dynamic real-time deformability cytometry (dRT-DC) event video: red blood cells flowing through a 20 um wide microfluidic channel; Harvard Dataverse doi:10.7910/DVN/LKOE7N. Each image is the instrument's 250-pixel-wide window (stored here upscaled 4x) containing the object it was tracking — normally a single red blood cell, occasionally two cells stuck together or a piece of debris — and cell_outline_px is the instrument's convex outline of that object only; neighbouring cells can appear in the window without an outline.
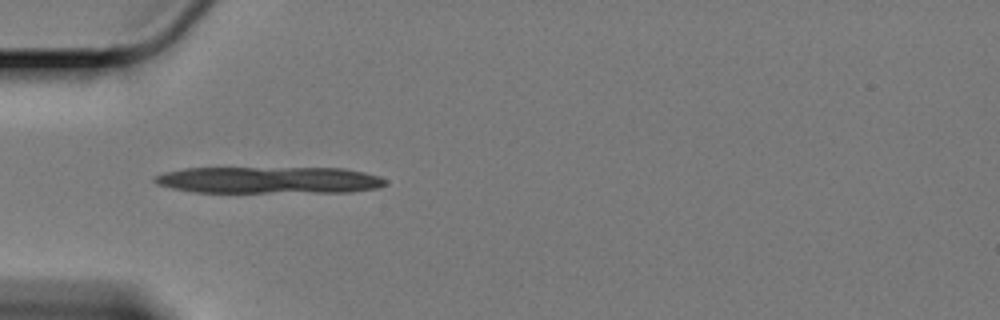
{"species": "Egyptian fruit bat (a non-hibernating species)", "species_latin": "Rousettus aegyptiacus", "temperature_condition": "cold", "stored_images_in_passage": 41, "camera_frame_rate_fps": 3000, "um_per_image_px": 0.085, "animal": {"sex": "female"}, "frame": {"image": 1, "passage_image": 1, "time_ms": 0.0, "image_size_px": [1000, 320], "cell_outline_px": [[388, 184], [376, 188], [348, 192], [192, 192], [172, 188], [156, 184], [152, 180], [156, 176], [164, 172], [184, 168], [344, 168], [364, 172], [380, 176], [388, 180]], "centroid_in_image_um": [22.89, 15.3], "position_along_channel_um": 62.1, "area_um2": 36.24}}